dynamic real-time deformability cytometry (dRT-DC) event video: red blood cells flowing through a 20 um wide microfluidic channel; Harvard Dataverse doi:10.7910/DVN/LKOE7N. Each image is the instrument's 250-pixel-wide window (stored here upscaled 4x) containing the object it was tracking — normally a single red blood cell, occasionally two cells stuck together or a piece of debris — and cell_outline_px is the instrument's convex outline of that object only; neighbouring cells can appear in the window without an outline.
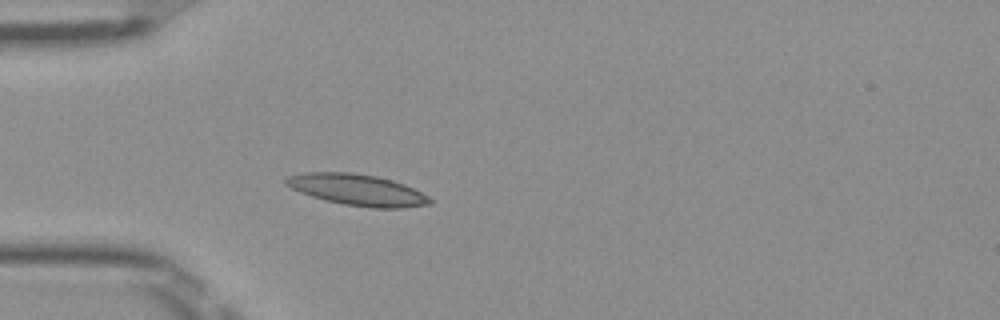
{"species": "Egyptian fruit bat (a non-hibernating species)", "species_latin": "Rousettus aegyptiacus", "temperature_condition": "room temperature", "stored_images_in_passage": 37, "camera_frame_rate_fps": 3000, "um_per_image_px": 0.085, "frame": {"image": 1, "passage_image": 1, "time_ms": 0.0, "image_size_px": [1000, 320], "cell_outline_px": [[432, 204], [400, 208], [372, 208], [344, 204], [324, 200], [300, 192], [284, 184], [284, 180], [288, 176], [304, 172], [352, 172], [376, 176], [392, 180], [404, 184], [428, 196], [432, 200]], "centroid_in_image_um": [30.36, 16.13], "position_along_channel_um": 54.6, "area_um2": 26.18}}
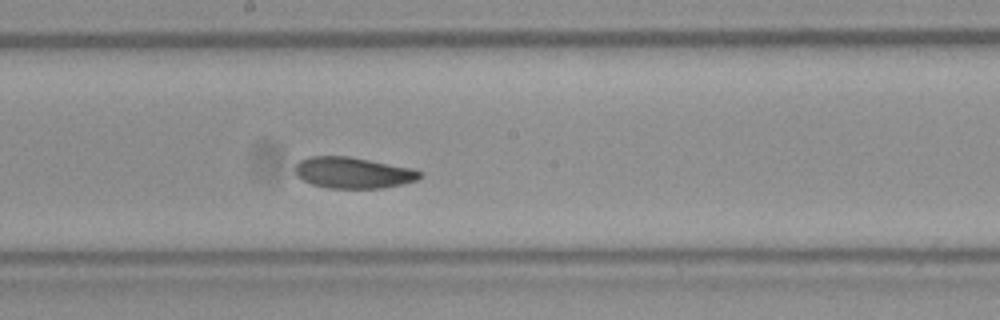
{"frame": {"image": 2, "passage_image": 14, "time_ms": 4.333, "image_size_px": [1000, 320], "cell_outline_px": [[424, 172], [416, 180], [400, 184], [380, 188], [328, 188], [312, 184], [296, 176], [296, 164], [300, 160], [308, 156], [348, 156], [412, 168]], "centroid_in_image_um": [29.99, 14.67], "position_along_channel_um": 218.2, "area_um2": 22.48}}
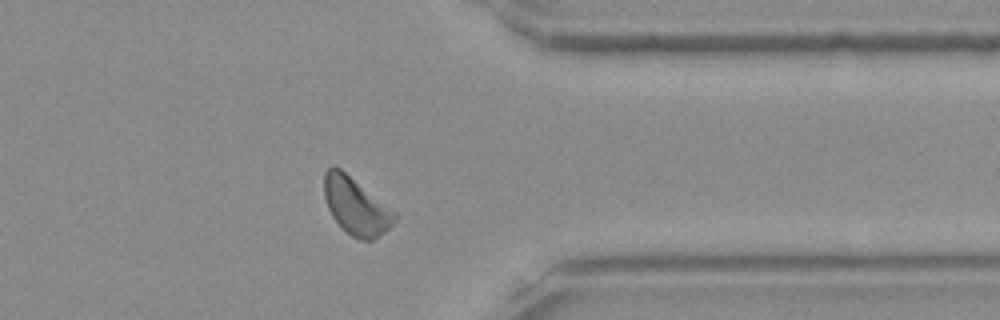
{"frame": {"image": 3, "passage_image": 27, "time_ms": 8.667, "image_size_px": [1000, 320], "cell_outline_px": [[396, 220], [388, 228], [372, 240], [360, 240], [352, 236], [332, 216], [328, 208], [324, 196], [324, 172], [332, 164], [340, 168], [396, 212]], "centroid_in_image_um": [30.23, 17.49], "position_along_channel_um": 381.2, "area_um2": 23.0}, "authors_computed_cell_mechanics": {"area_um2": 23.0044, "velocity_mm_per_s": 3.9575, "shape_relaxation_time_tau1_ms": 5.6645, "shape_relaxation_time_tau2_ms": 6.3843, "deformation_change_tau1": 0.1466, "deformation_change_tau2": 0.1212}}